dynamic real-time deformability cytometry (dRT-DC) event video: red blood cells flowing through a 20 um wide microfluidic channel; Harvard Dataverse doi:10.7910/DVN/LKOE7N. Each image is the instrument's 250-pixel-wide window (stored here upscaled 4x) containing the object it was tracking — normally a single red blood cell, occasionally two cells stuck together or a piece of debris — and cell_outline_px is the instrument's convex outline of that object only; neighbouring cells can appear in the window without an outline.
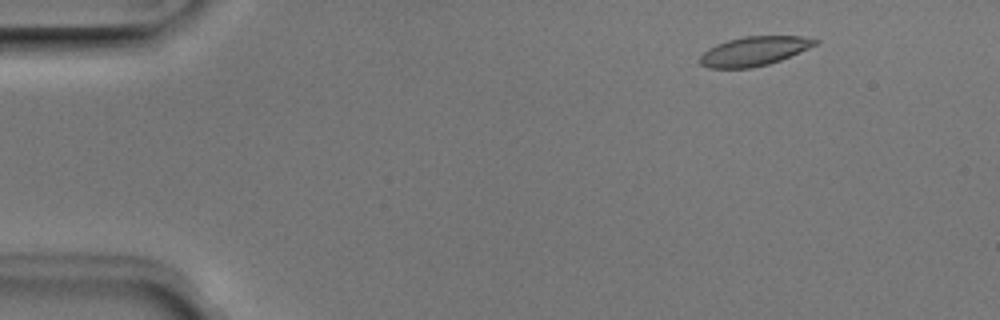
{"species": "Egyptian fruit bat (a non-hibernating species)", "species_latin": "Rousettus aegyptiacus", "temperature_condition": "room temperature", "stored_images_in_passage": 6, "camera_frame_rate_fps": 3000, "um_per_image_px": 0.085, "animal": {"sex": "male"}, "frame": {"image": 1, "passage_image": 2, "time_ms": 0.333, "image_size_px": [1000, 320], "cell_outline_px": [[820, 40], [816, 44], [808, 48], [780, 60], [768, 64], [752, 68], [708, 68], [700, 64], [700, 56], [708, 48], [716, 44], [728, 40], [744, 36], [804, 36]], "centroid_in_image_um": [64.08, 4.34], "position_along_channel_um": 20.9, "area_um2": 19.54}}